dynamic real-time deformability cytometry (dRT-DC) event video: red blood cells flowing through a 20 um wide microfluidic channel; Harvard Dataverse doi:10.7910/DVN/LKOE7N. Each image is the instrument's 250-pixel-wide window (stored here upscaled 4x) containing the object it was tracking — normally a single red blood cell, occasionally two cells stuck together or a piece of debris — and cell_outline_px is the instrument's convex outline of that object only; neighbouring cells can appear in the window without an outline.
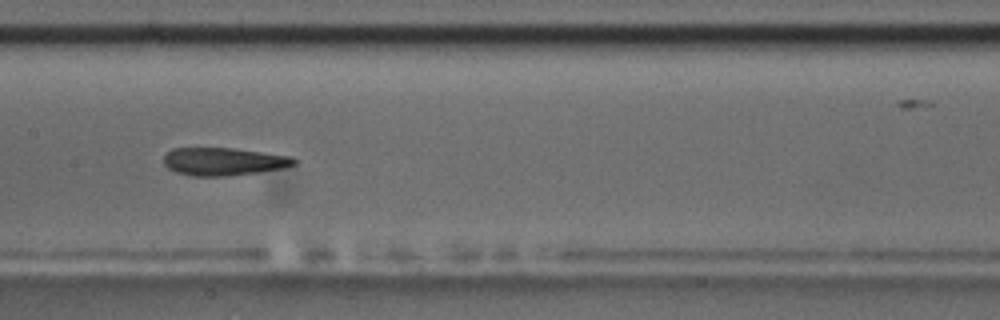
{"species": "common noctule bat (a hibernating species)", "species_latin": "Nyctalus noctula", "temperature_condition": "room temperature", "stored_images_in_passage": 9, "camera_frame_rate_fps": 3000, "um_per_image_px": 0.085, "animal": {"sex": "male", "body_mass_g": 17.5, "forearm_length_mm": 52.3}, "frame": {"image": 1, "passage_image": 8, "time_ms": 8.0, "image_size_px": [1000, 320], "cell_outline_px": [[296, 164], [284, 168], [260, 172], [228, 176], [192, 176], [176, 172], [168, 168], [164, 164], [164, 156], [172, 148], [232, 148], [292, 156], [296, 160]], "centroid_in_image_um": [19.02, 13.73], "position_along_channel_um": 188.4, "area_um2": 21.21}}